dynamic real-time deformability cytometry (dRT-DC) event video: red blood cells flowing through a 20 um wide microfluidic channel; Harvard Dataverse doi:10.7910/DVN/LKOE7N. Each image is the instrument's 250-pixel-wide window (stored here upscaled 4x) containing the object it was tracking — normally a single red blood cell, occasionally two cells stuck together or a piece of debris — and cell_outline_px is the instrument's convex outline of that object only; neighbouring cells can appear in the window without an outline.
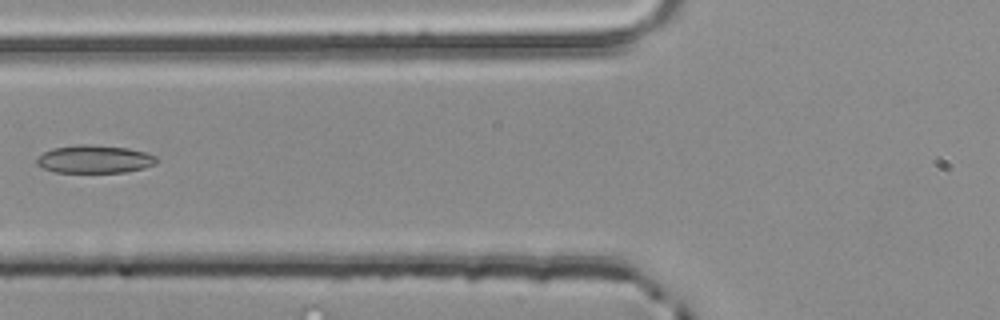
{"species": "common noctule bat (a hibernating species)", "species_latin": "Nyctalus noctula", "temperature_condition": "room temperature", "stored_images_in_passage": 5, "camera_frame_rate_fps": 3000, "um_per_image_px": 0.085, "animal": {"sex": "male", "body_mass_g": 20.4}, "frame": {"image": 1, "passage_image": 5, "time_ms": 1.333, "image_size_px": [1000, 320], "cell_outline_px": [[156, 164], [144, 168], [124, 172], [56, 172], [40, 168], [36, 164], [36, 160], [44, 152], [52, 148], [80, 144], [84, 144], [128, 148], [144, 152], [156, 156]], "centroid_in_image_um": [8.01, 13.53], "position_along_channel_um": 117.8, "area_um2": 19.42}}